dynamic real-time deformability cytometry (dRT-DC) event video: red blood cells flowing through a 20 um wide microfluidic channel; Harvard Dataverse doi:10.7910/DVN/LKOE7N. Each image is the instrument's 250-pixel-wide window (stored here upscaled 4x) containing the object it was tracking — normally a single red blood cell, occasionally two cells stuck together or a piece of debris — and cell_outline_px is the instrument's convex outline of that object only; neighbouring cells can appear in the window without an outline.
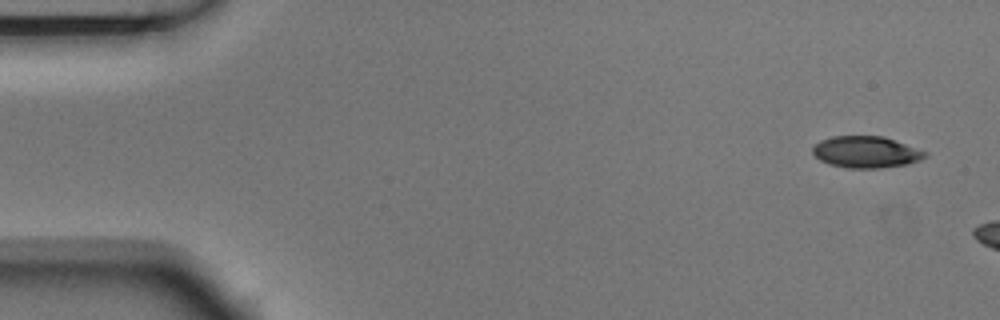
{"species": "Egyptian fruit bat (a non-hibernating species)", "species_latin": "Rousettus aegyptiacus", "temperature_condition": "room temperature", "stored_images_in_passage": 3, "camera_frame_rate_fps": 3000, "um_per_image_px": 0.085, "animal": {"sex": "male"}, "frame": {"image": 1, "passage_image": 1, "time_ms": 0.0, "image_size_px": [1000, 320], "cell_outline_px": [[928, 156], [920, 160], [908, 164], [880, 168], [848, 168], [828, 164], [820, 160], [812, 152], [812, 148], [820, 140], [832, 136], [884, 136], [928, 152]], "centroid_in_image_um": [73.63, 12.92], "position_along_channel_um": 11.4, "area_um2": 20.81}}